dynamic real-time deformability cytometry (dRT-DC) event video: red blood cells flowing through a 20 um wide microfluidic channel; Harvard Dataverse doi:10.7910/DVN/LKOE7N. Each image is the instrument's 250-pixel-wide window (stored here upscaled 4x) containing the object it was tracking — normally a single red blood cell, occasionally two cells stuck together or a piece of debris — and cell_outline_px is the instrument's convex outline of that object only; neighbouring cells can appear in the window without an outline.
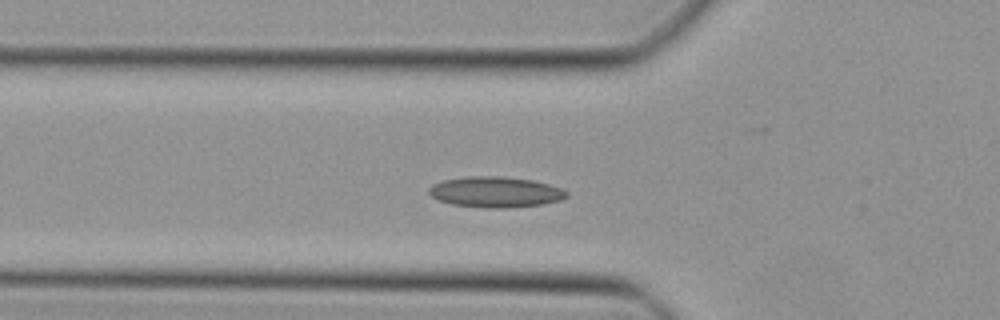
{"species": "Egyptian fruit bat (a non-hibernating species)", "species_latin": "Rousettus aegyptiacus", "temperature_condition": "cold", "stored_images_in_passage": 34, "camera_frame_rate_fps": 3000, "um_per_image_px": 0.085, "animal": {"sex": "female"}, "frame": {"image": 1, "passage_image": 2, "time_ms": 0.333, "image_size_px": [1000, 320], "cell_outline_px": [[568, 196], [560, 200], [544, 204], [508, 208], [488, 208], [452, 204], [440, 200], [432, 196], [428, 192], [428, 188], [432, 184], [444, 180], [464, 176], [500, 176], [532, 180], [548, 184], [560, 188], [568, 192]], "centroid_in_image_um": [42.11, 16.32], "position_along_channel_um": 83.7, "area_um2": 24.62}}
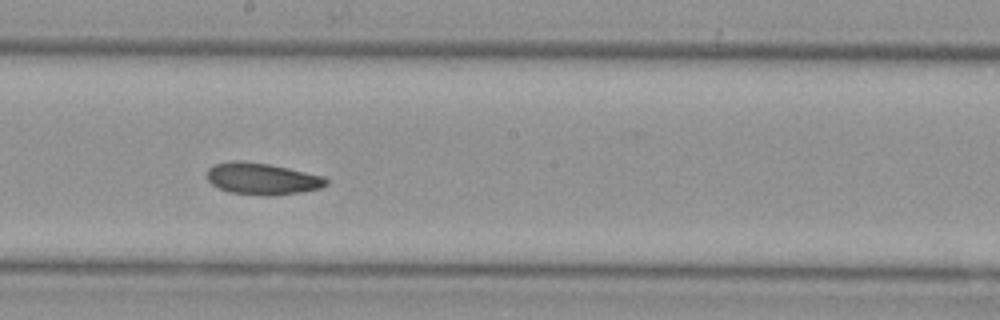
{"frame": {"image": 2, "passage_image": 12, "time_ms": 3.667, "image_size_px": [1000, 320], "cell_outline_px": [[328, 184], [320, 188], [300, 192], [272, 196], [268, 196], [228, 192], [212, 184], [208, 180], [208, 168], [212, 164], [232, 160], [240, 160], [268, 164], [288, 168], [324, 176], [328, 180]], "centroid_in_image_um": [22.28, 15.19], "position_along_channel_um": 225.9, "area_um2": 22.08}}
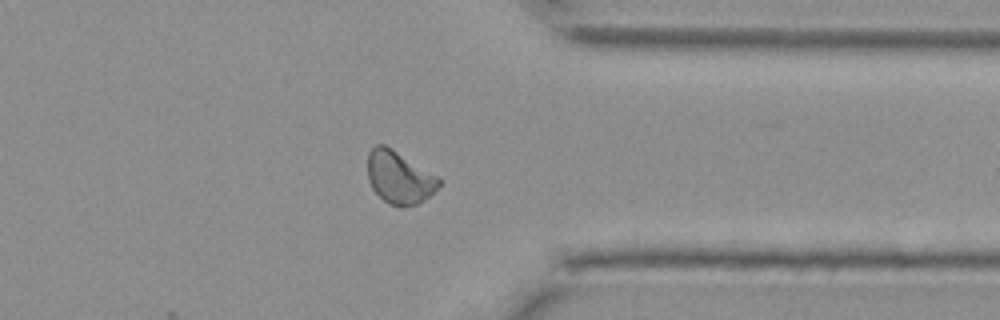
{"frame": {"image": 3, "passage_image": 23, "time_ms": 7.333, "image_size_px": [1000, 320], "cell_outline_px": [[444, 180], [428, 196], [416, 204], [400, 208], [388, 204], [372, 188], [368, 180], [368, 152], [376, 144], [384, 144], [392, 148], [440, 176]], "centroid_in_image_um": [33.95, 15.07], "position_along_channel_um": 377.4, "area_um2": 22.08}}